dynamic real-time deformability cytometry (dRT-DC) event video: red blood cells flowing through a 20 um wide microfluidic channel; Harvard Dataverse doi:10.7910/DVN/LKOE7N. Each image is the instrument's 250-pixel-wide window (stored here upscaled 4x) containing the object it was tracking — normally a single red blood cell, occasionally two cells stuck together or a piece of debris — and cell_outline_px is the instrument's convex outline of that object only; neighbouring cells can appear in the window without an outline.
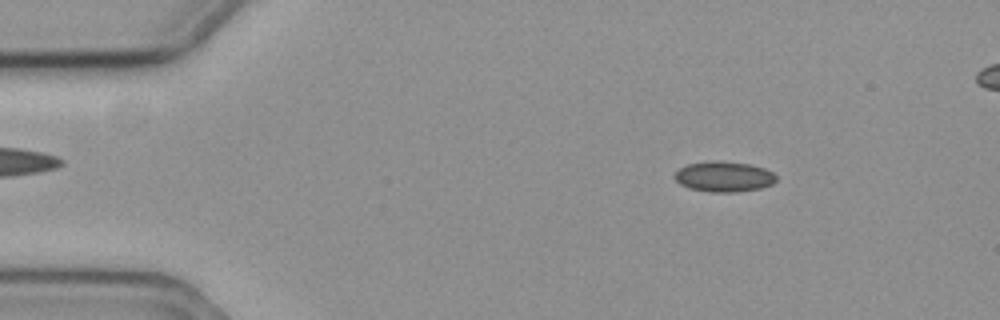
{"species": "common noctule bat (a hibernating species)", "species_latin": "Nyctalus noctula", "temperature_condition": "cold", "stored_images_in_passage": 51, "camera_frame_rate_fps": 3000, "um_per_image_px": 0.085, "animal": {"sex": "female", "body_mass_g": 19.3, "forearm_length_mm": 54.1}, "frame": {"image": 1, "passage_image": 3, "time_ms": 0.667, "image_size_px": [1000, 320], "cell_outline_px": [[776, 180], [772, 184], [760, 188], [736, 192], [712, 192], [688, 188], [680, 184], [676, 180], [676, 172], [680, 168], [688, 164], [704, 160], [720, 160], [748, 164], [764, 168], [772, 172], [776, 176]], "centroid_in_image_um": [61.52, 15.0], "position_along_channel_um": 23.5, "area_um2": 18.03}}
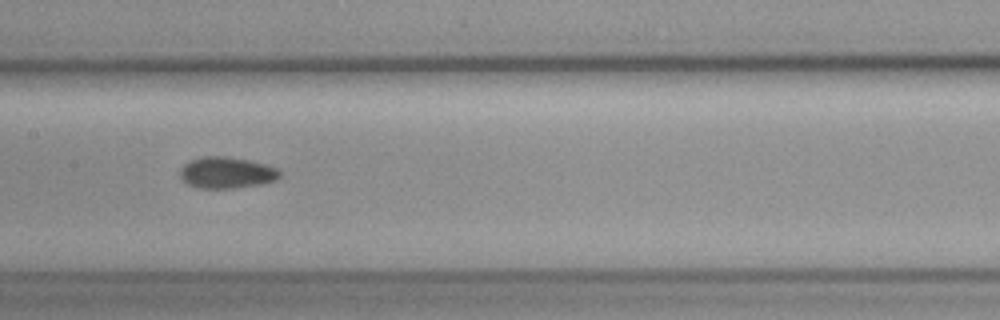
{"frame": {"image": 2, "passage_image": 23, "time_ms": 7.333, "image_size_px": [1000, 320], "cell_outline_px": [[280, 176], [276, 180], [260, 184], [232, 188], [196, 188], [180, 180], [180, 168], [188, 160], [204, 156], [224, 156], [248, 160], [264, 164], [276, 168], [280, 172]], "centroid_in_image_um": [19.2, 14.67], "position_along_channel_um": 188.2, "area_um2": 18.26}}
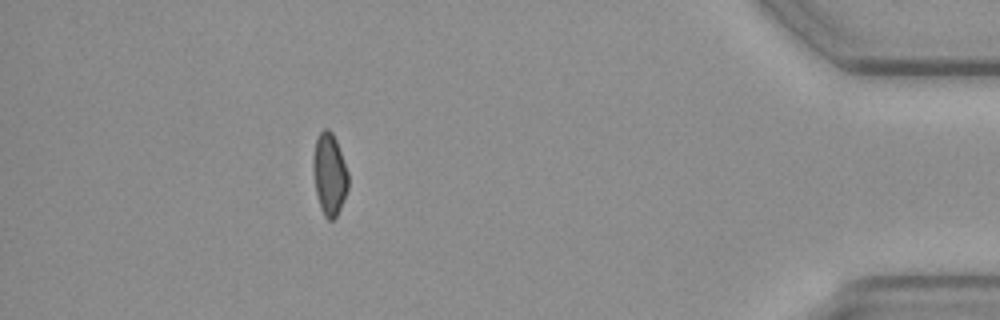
{"frame": {"image": 3, "passage_image": 46, "time_ms": 15.0, "image_size_px": [1000, 320], "cell_outline_px": [[348, 188], [340, 208], [336, 216], [332, 220], [328, 220], [324, 216], [320, 208], [316, 192], [312, 168], [312, 160], [316, 136], [324, 128], [328, 128], [332, 132], [336, 140], [348, 172]], "centroid_in_image_um": [27.98, 14.78], "position_along_channel_um": 407.2, "area_um2": 16.82}}